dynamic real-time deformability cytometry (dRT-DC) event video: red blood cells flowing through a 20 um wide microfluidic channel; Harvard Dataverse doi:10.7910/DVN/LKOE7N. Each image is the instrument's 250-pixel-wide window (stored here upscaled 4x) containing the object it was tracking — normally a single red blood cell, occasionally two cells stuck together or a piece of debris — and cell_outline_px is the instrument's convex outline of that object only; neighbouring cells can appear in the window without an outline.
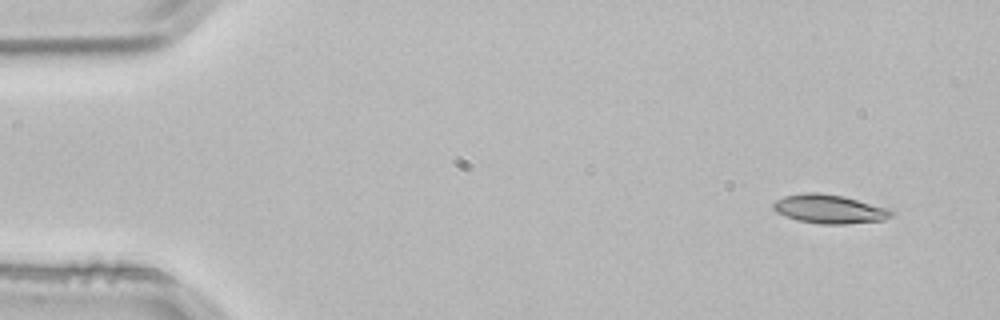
{"species": "common noctule bat (a hibernating species)", "species_latin": "Nyctalus noctula", "temperature_condition": "room temperature", "stored_images_in_passage": 4, "segment_of_instrument_passage": [1, 2], "camera_frame_rate_fps": 3000, "um_per_image_px": 0.085, "animal": {"sex": "male", "body_mass_g": 21.5, "forearm_length_mm": 52.0}, "frame": {"image": 1, "passage_image": 1, "time_ms": 0.0, "image_size_px": [1000, 320], "cell_outline_px": [[896, 212], [892, 216], [884, 220], [844, 224], [820, 224], [800, 220], [776, 212], [772, 208], [772, 204], [776, 200], [784, 196], [804, 192], [820, 192], [844, 196], [888, 208]], "centroid_in_image_um": [70.52, 17.75], "position_along_channel_um": 14.5, "area_um2": 19.88}}
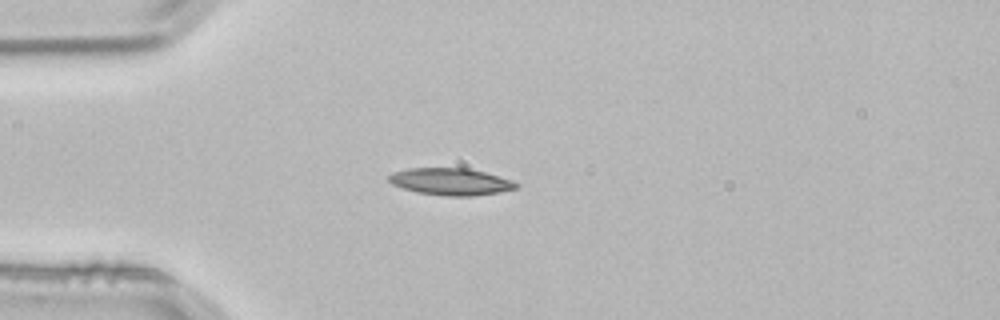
{"frame": {"image": 2, "passage_image": 3, "time_ms": 0.667, "image_size_px": [1000, 320], "cell_outline_px": [[520, 184], [516, 188], [500, 192], [472, 196], [444, 196], [416, 192], [392, 184], [388, 180], [388, 176], [392, 172], [408, 168], [468, 168], [484, 172], [512, 180]], "centroid_in_image_um": [38.3, 15.44], "position_along_channel_um": 46.7, "area_um2": 20.06}}